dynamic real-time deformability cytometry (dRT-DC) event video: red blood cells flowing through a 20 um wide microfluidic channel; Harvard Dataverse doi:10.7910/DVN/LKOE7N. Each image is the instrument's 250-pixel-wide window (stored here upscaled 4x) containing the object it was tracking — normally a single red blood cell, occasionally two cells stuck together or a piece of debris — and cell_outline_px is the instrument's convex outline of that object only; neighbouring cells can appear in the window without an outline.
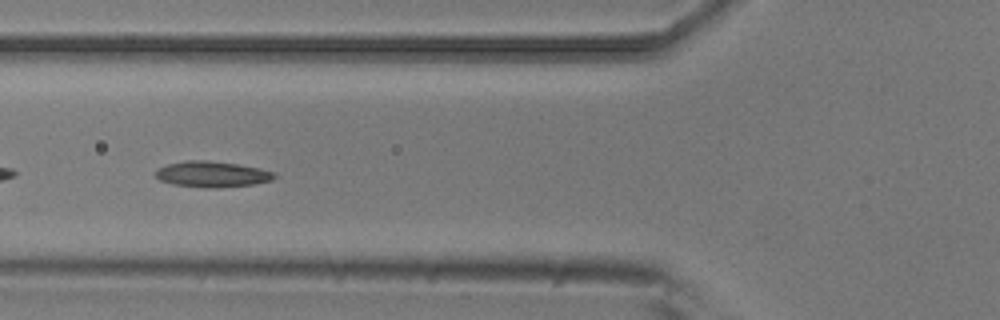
{"species": "common noctule bat (a hibernating species)", "species_latin": "Nyctalus noctula", "temperature_condition": "room temperature", "stored_images_in_passage": 6, "camera_frame_rate_fps": 3000, "um_per_image_px": 0.085, "animal": {"sex": "male", "body_mass_g": 20.5, "forearm_length_mm": 52.5}, "frame": {"image": 1, "passage_image": 6, "time_ms": 1.667, "image_size_px": [1000, 320], "cell_outline_px": [[276, 176], [272, 180], [252, 184], [216, 188], [208, 188], [172, 184], [160, 180], [156, 176], [156, 168], [168, 164], [188, 160], [208, 160], [236, 164], [260, 168], [276, 172]], "centroid_in_image_um": [18.03, 14.8], "position_along_channel_um": 107.8, "area_um2": 17.86}}